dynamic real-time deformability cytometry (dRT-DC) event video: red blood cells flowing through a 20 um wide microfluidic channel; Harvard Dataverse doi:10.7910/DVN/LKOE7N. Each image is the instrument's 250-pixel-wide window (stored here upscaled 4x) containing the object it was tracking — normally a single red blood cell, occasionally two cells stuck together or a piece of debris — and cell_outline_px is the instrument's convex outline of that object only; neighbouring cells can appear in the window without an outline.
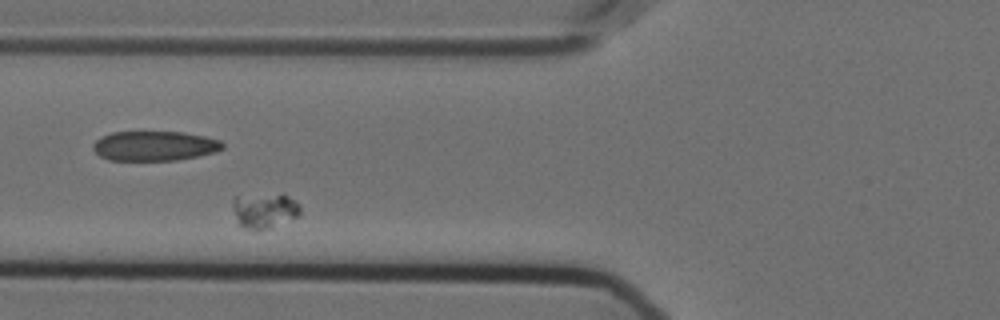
{"species": "Egyptian fruit bat (a non-hibernating species)", "species_latin": "Rousettus aegyptiacus", "temperature_condition": "cold", "stored_images_in_passage": 45, "camera_frame_rate_fps": 3000, "um_per_image_px": 0.085, "animal": {"sex": "female"}, "frame": {"image": 1, "passage_image": 6, "time_ms": 1.667, "image_size_px": [1000, 320], "cell_outline_px": [[300, 212], [296, 216], [272, 228], [244, 228], [236, 220], [232, 204], [232, 200], [236, 196], [288, 196], [296, 200], [300, 204]], "centroid_in_image_um": [22.47, 17.91], "position_along_channel_um": 103.3, "area_um2": 13.24}}
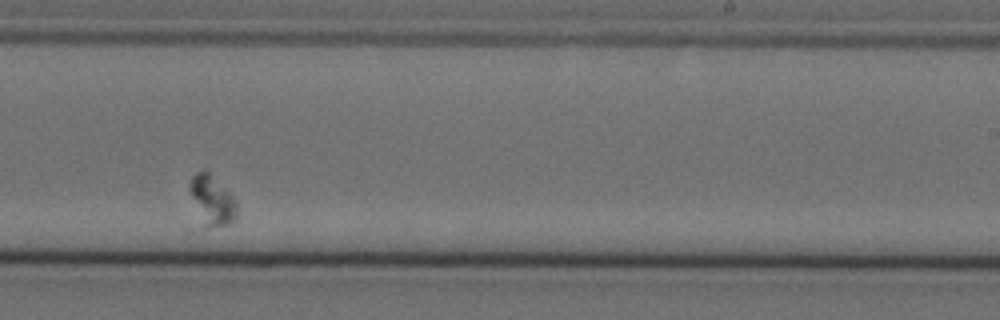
{"frame": {"image": 2, "passage_image": 22, "time_ms": 7.0, "image_size_px": [1000, 320], "cell_outline_px": [[236, 220], [228, 224], [208, 224], [192, 196], [188, 188], [188, 184], [192, 176], [196, 172], [208, 172], [236, 200]], "centroid_in_image_um": [18.06, 16.93], "position_along_channel_um": 270.9, "area_um2": 12.25}}
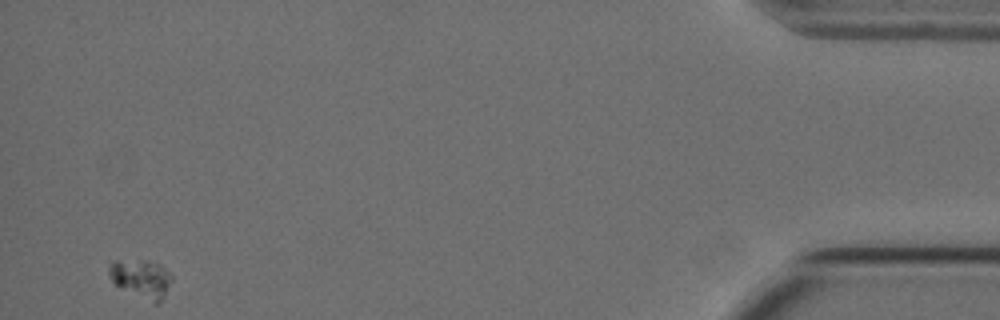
{"frame": {"image": 3, "passage_image": 43, "time_ms": 14.0, "image_size_px": [1000, 320], "cell_outline_px": [[172, 280], [160, 304], [156, 304], [116, 284], [108, 276], [108, 264], [116, 260], [156, 260], [172, 276]], "centroid_in_image_um": [12.02, 23.64], "position_along_channel_um": 423.2, "area_um2": 13.99}}